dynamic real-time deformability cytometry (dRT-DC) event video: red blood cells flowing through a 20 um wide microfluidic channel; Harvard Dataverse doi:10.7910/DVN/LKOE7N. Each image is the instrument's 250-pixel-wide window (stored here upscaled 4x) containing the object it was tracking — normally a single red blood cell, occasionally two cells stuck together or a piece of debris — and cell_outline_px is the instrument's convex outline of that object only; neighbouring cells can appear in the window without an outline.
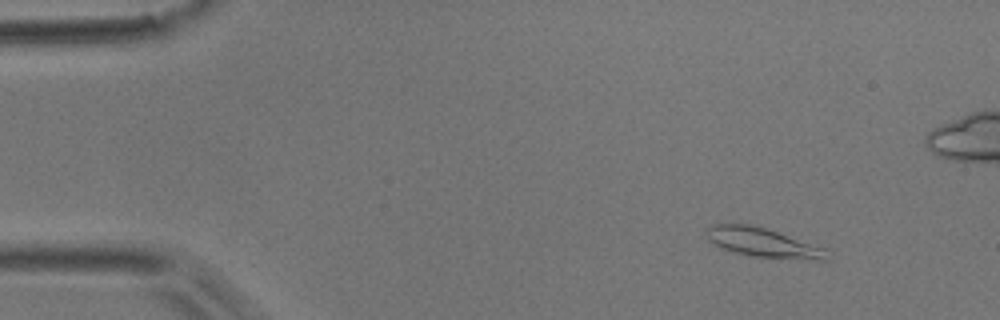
{"species": "common noctule bat (a hibernating species)", "species_latin": "Nyctalus noctula", "temperature_condition": "room temperature", "stored_images_in_passage": 48, "camera_frame_rate_fps": 3000, "um_per_image_px": 0.085, "animal": {"sex": "male", "body_mass_g": 17.9}, "frame": {"image": 1, "passage_image": 2, "time_ms": 0.333, "image_size_px": [1000, 320], "cell_outline_px": [[828, 260], [820, 260], [752, 256], [732, 252], [720, 248], [708, 240], [704, 228], [712, 224], [752, 224], [828, 248]], "centroid_in_image_um": [64.83, 20.61], "position_along_channel_um": 20.2, "area_um2": 20.69}}
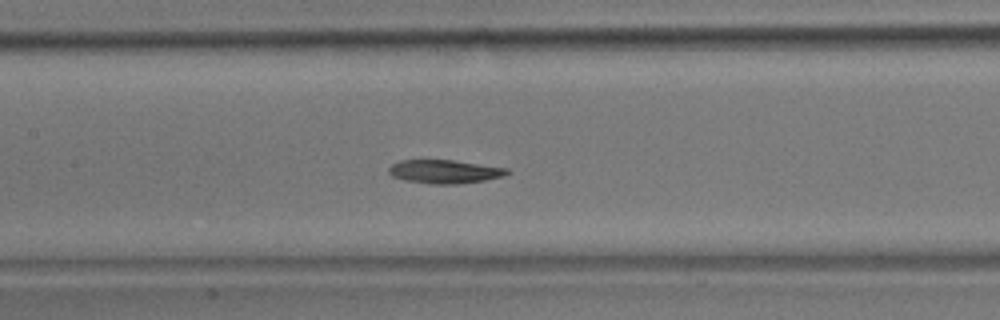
{"frame": {"image": 2, "passage_image": 20, "time_ms": 6.333, "image_size_px": [1000, 320], "cell_outline_px": [[512, 172], [504, 176], [484, 180], [456, 184], [432, 184], [404, 180], [392, 176], [388, 172], [388, 168], [392, 164], [400, 160], [452, 160], [508, 168]], "centroid_in_image_um": [37.79, 14.58], "position_along_channel_um": 169.6, "area_um2": 16.24}}
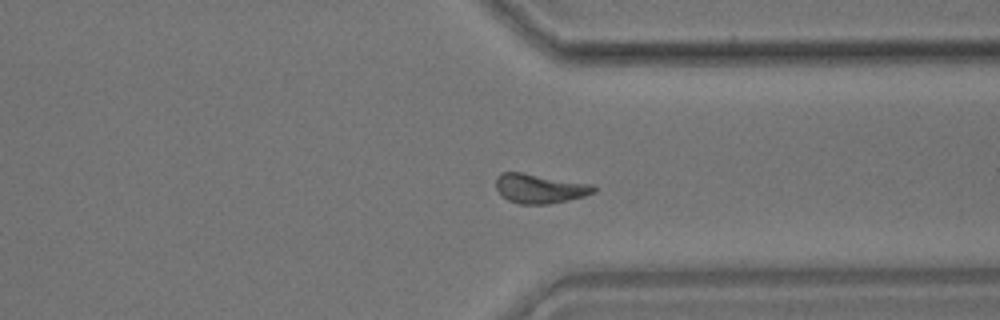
{"frame": {"image": 3, "passage_image": 35, "time_ms": 11.333, "image_size_px": [1000, 320], "cell_outline_px": [[596, 192], [584, 196], [548, 204], [520, 204], [508, 200], [496, 188], [496, 176], [500, 172], [520, 172], [596, 184]], "centroid_in_image_um": [45.91, 16.01], "position_along_channel_um": 365.5, "area_um2": 16.82}, "authors_computed_cell_mechanics": {"area_um2": 16.4441, "velocity_mm_per_s": 3.921, "shape_relaxation_time_tau1_ms": 2.8506, "shape_relaxation_time_tau2_ms": 5.1289, "deformation_change_tau1": 0.1186, "deformation_change_tau2": 0.1432}}